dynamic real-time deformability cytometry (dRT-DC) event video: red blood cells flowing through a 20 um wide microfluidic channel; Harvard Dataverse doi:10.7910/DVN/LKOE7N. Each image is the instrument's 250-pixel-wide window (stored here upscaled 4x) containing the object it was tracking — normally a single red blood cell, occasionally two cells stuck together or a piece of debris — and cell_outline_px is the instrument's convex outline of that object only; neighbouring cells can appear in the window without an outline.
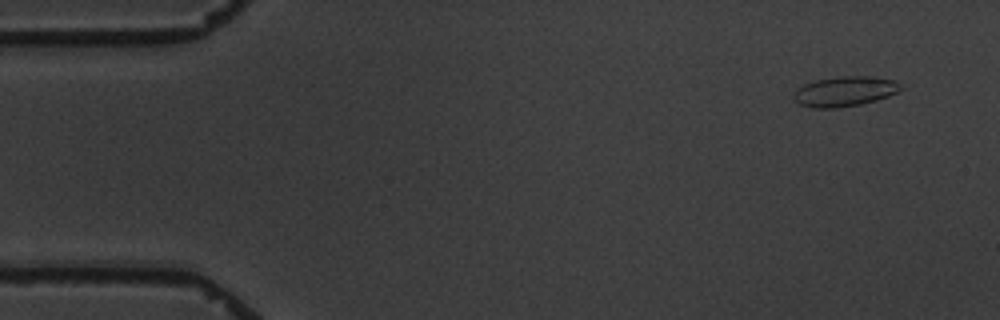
{"species": "common noctule bat (a hibernating species)", "species_latin": "Nyctalus noctula", "temperature_condition": "warm", "stored_images_in_passage": 4, "camera_frame_rate_fps": 3000, "um_per_image_px": 0.085, "animal": {"sex": "male", "body_mass_g": 19.5, "forearm_length_mm": 54.6}, "frame": {"image": 1, "passage_image": 1, "time_ms": 0.0, "image_size_px": [1000, 320], "cell_outline_px": [[904, 88], [888, 96], [876, 100], [860, 104], [836, 108], [812, 108], [800, 104], [792, 96], [792, 92], [796, 88], [804, 84], [816, 80], [840, 76], [876, 76], [896, 80]], "centroid_in_image_um": [71.8, 7.75], "position_along_channel_um": 13.2, "area_um2": 18.9}}
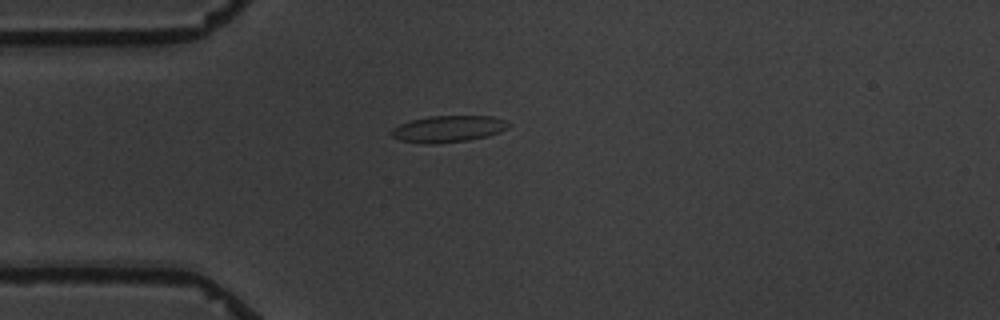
{"frame": {"image": 2, "passage_image": 4, "time_ms": 3.667, "image_size_px": [1000, 320], "cell_outline_px": [[512, 124], [508, 128], [500, 132], [488, 136], [468, 140], [432, 144], [428, 144], [400, 140], [392, 136], [388, 132], [392, 128], [400, 124], [412, 120], [428, 116], [492, 116], [504, 120]], "centroid_in_image_um": [38.1, 10.95], "position_along_channel_um": 46.9, "area_um2": 18.21}}